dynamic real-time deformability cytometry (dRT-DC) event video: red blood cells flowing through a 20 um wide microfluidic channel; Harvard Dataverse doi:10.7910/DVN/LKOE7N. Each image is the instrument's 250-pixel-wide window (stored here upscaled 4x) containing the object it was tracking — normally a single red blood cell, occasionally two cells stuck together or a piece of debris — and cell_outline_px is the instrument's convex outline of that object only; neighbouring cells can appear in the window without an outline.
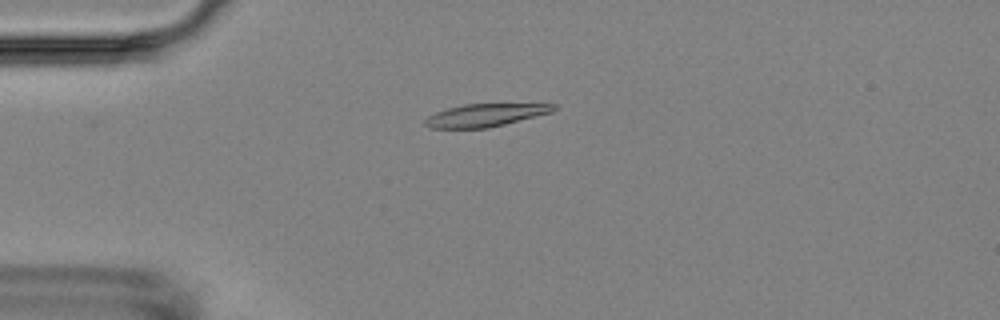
{"species": "Egyptian fruit bat (a non-hibernating species)", "species_latin": "Rousettus aegyptiacus", "temperature_condition": "room temperature", "stored_images_in_passage": 4, "camera_frame_rate_fps": 3000, "um_per_image_px": 0.085, "animal": {"sex": "female"}, "frame": {"image": 1, "passage_image": 2, "time_ms": 1.333, "image_size_px": [1000, 320], "cell_outline_px": [[556, 108], [552, 112], [488, 128], [428, 128], [424, 124], [424, 120], [428, 116], [436, 112], [448, 108], [464, 104], [556, 104]], "centroid_in_image_um": [41.21, 9.79], "position_along_channel_um": 43.8, "area_um2": 16.88}}